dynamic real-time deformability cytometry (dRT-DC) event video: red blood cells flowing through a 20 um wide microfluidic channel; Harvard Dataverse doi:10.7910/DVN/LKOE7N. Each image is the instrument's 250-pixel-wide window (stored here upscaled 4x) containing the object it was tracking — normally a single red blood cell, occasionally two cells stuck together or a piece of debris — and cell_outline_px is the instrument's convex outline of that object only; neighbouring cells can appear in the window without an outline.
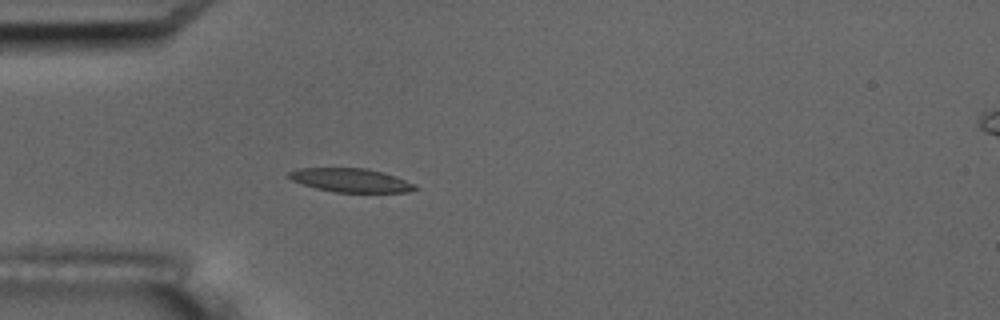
{"species": "common noctule bat (a hibernating species)", "species_latin": "Nyctalus noctula", "temperature_condition": "room temperature", "stored_images_in_passage": 5, "camera_frame_rate_fps": 3000, "um_per_image_px": 0.085, "animal": {"sex": "male", "body_mass_g": 17.5, "forearm_length_mm": 52.3}, "frame": {"image": 1, "passage_image": 5, "time_ms": 5.333, "image_size_px": [1000, 320], "cell_outline_px": [[416, 188], [408, 192], [336, 192], [316, 188], [292, 180], [284, 176], [288, 172], [300, 168], [364, 168], [396, 176], [412, 184]], "centroid_in_image_um": [29.73, 15.31], "position_along_channel_um": 55.3, "area_um2": 17.11}}